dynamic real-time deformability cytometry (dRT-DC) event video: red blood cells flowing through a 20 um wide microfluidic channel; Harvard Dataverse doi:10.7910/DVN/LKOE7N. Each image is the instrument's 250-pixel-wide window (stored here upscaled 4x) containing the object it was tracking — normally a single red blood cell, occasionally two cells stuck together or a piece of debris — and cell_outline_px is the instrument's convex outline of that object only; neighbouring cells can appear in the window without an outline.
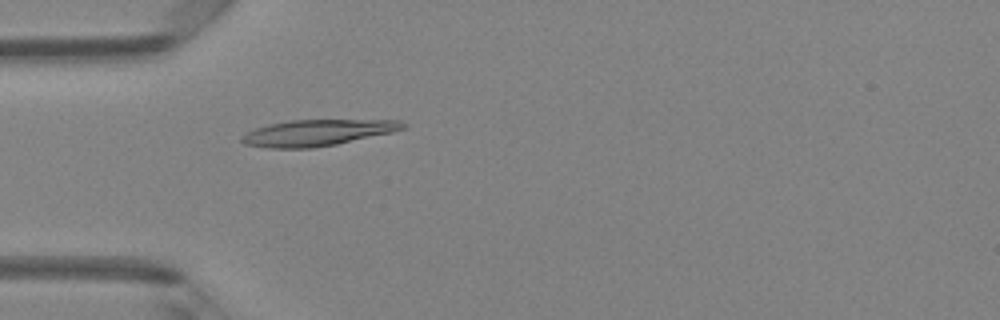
{"species": "Egyptian fruit bat (a non-hibernating species)", "species_latin": "Rousettus aegyptiacus", "temperature_condition": "room temperature", "stored_images_in_passage": 47, "camera_frame_rate_fps": 3000, "um_per_image_px": 0.085, "animal": {"sex": "female"}, "frame": {"image": 1, "passage_image": 14, "time_ms": 4.333, "image_size_px": [1000, 320], "cell_outline_px": [[408, 124], [404, 128], [392, 132], [336, 144], [312, 148], [268, 148], [244, 144], [240, 140], [240, 136], [244, 132], [268, 124], [288, 120], [400, 120]], "centroid_in_image_um": [26.92, 11.28], "position_along_channel_um": 58.1, "area_um2": 24.68}}
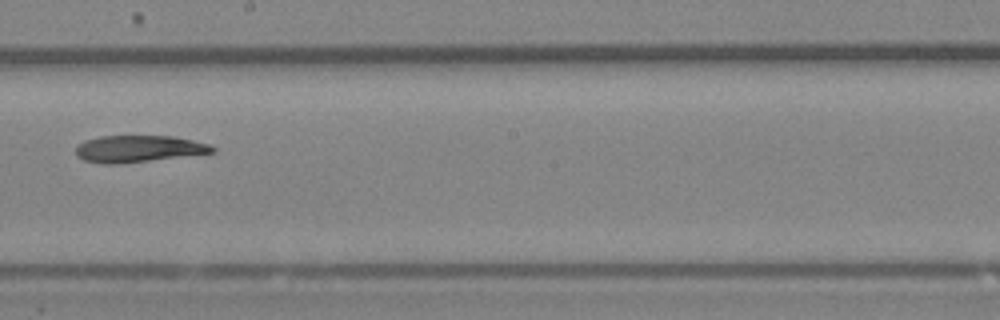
{"frame": {"image": 2, "passage_image": 27, "time_ms": 8.667, "image_size_px": [1000, 320], "cell_outline_px": [[216, 152], [116, 164], [104, 164], [84, 160], [76, 156], [76, 144], [84, 140], [100, 136], [172, 136], [192, 140], [208, 144], [216, 148]], "centroid_in_image_um": [11.72, 12.64], "position_along_channel_um": 236.5, "area_um2": 21.21}}
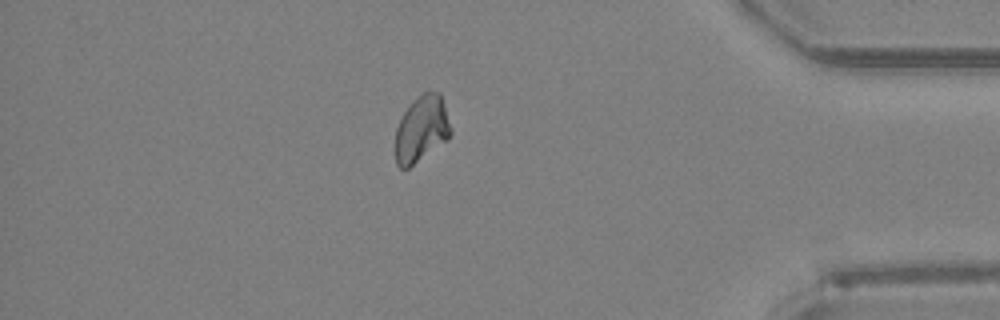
{"frame": {"image": 3, "passage_image": 41, "time_ms": 13.333, "image_size_px": [1000, 320], "cell_outline_px": [[452, 132], [444, 140], [408, 168], [400, 168], [396, 164], [396, 128], [404, 112], [412, 100], [428, 88], [440, 92], [452, 128]], "centroid_in_image_um": [35.83, 10.88], "position_along_channel_um": 399.4, "area_um2": 21.15}}